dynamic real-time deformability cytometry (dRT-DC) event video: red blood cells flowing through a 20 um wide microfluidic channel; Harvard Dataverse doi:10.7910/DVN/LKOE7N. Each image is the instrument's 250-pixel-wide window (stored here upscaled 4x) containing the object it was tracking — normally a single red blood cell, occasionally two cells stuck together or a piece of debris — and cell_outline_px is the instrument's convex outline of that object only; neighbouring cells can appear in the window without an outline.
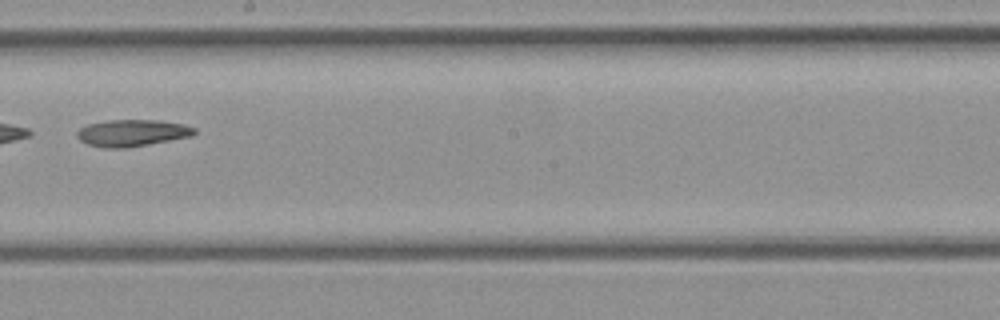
{"species": "common noctule bat (a hibernating species)", "species_latin": "Nyctalus noctula", "temperature_condition": "cold", "stored_images_in_passage": 39, "camera_frame_rate_fps": 3000, "um_per_image_px": 0.085, "animal": {"sex": "female", "body_mass_g": 21.9}, "frame": {"image": 1, "passage_image": 23, "time_ms": 7.333, "image_size_px": [1000, 320], "cell_outline_px": [[196, 132], [192, 136], [128, 148], [104, 148], [88, 144], [80, 140], [76, 136], [76, 132], [80, 128], [88, 124], [108, 120], [156, 120], [184, 124], [196, 128]], "centroid_in_image_um": [11.23, 11.3], "position_along_channel_um": 237.0, "area_um2": 18.38}}
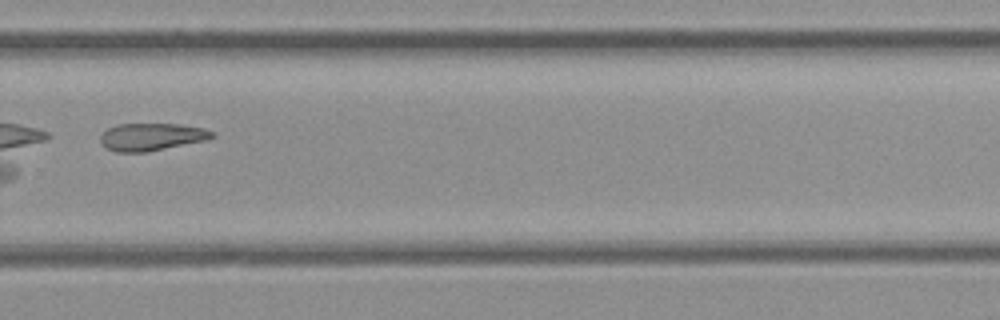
{"frame": {"image": 2, "passage_image": 27, "time_ms": 8.667, "image_size_px": [1000, 320], "cell_outline_px": [[216, 136], [208, 140], [144, 152], [116, 152], [104, 148], [100, 144], [100, 136], [108, 128], [116, 124], [176, 124], [204, 128], [212, 132]], "centroid_in_image_um": [12.85, 11.63], "position_along_channel_um": 317.0, "area_um2": 17.92}}